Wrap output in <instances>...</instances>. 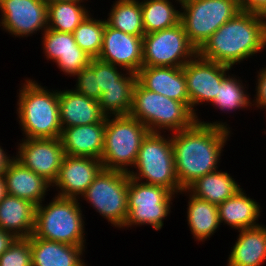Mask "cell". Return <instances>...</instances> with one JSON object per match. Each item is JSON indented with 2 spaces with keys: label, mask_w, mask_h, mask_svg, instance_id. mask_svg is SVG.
I'll use <instances>...</instances> for the list:
<instances>
[{
  "label": "cell",
  "mask_w": 266,
  "mask_h": 266,
  "mask_svg": "<svg viewBox=\"0 0 266 266\" xmlns=\"http://www.w3.org/2000/svg\"><path fill=\"white\" fill-rule=\"evenodd\" d=\"M150 131L130 115L106 117L104 149L101 162L104 169L129 172L135 165L142 141Z\"/></svg>",
  "instance_id": "obj_7"
},
{
  "label": "cell",
  "mask_w": 266,
  "mask_h": 266,
  "mask_svg": "<svg viewBox=\"0 0 266 266\" xmlns=\"http://www.w3.org/2000/svg\"><path fill=\"white\" fill-rule=\"evenodd\" d=\"M103 169L101 160L65 155L52 187L56 196L79 199Z\"/></svg>",
  "instance_id": "obj_16"
},
{
  "label": "cell",
  "mask_w": 266,
  "mask_h": 266,
  "mask_svg": "<svg viewBox=\"0 0 266 266\" xmlns=\"http://www.w3.org/2000/svg\"><path fill=\"white\" fill-rule=\"evenodd\" d=\"M19 141L15 159L53 185L65 157L61 139L22 138Z\"/></svg>",
  "instance_id": "obj_14"
},
{
  "label": "cell",
  "mask_w": 266,
  "mask_h": 266,
  "mask_svg": "<svg viewBox=\"0 0 266 266\" xmlns=\"http://www.w3.org/2000/svg\"><path fill=\"white\" fill-rule=\"evenodd\" d=\"M143 36L126 34L110 27L105 20L103 44L98 58L137 73L143 61Z\"/></svg>",
  "instance_id": "obj_17"
},
{
  "label": "cell",
  "mask_w": 266,
  "mask_h": 266,
  "mask_svg": "<svg viewBox=\"0 0 266 266\" xmlns=\"http://www.w3.org/2000/svg\"><path fill=\"white\" fill-rule=\"evenodd\" d=\"M240 189H242L241 184L222 169L201 176L187 188L195 197L217 206L234 196Z\"/></svg>",
  "instance_id": "obj_27"
},
{
  "label": "cell",
  "mask_w": 266,
  "mask_h": 266,
  "mask_svg": "<svg viewBox=\"0 0 266 266\" xmlns=\"http://www.w3.org/2000/svg\"><path fill=\"white\" fill-rule=\"evenodd\" d=\"M176 196L165 187L141 183L128 175V217L122 229L149 225L160 231Z\"/></svg>",
  "instance_id": "obj_9"
},
{
  "label": "cell",
  "mask_w": 266,
  "mask_h": 266,
  "mask_svg": "<svg viewBox=\"0 0 266 266\" xmlns=\"http://www.w3.org/2000/svg\"><path fill=\"white\" fill-rule=\"evenodd\" d=\"M187 196L186 221L192 238L196 242L210 240L221 227L218 206L206 200L192 195L187 189L182 190L178 195ZM185 194V195H184Z\"/></svg>",
  "instance_id": "obj_25"
},
{
  "label": "cell",
  "mask_w": 266,
  "mask_h": 266,
  "mask_svg": "<svg viewBox=\"0 0 266 266\" xmlns=\"http://www.w3.org/2000/svg\"><path fill=\"white\" fill-rule=\"evenodd\" d=\"M36 205L26 199L6 195L0 202V228L16 238L34 234Z\"/></svg>",
  "instance_id": "obj_26"
},
{
  "label": "cell",
  "mask_w": 266,
  "mask_h": 266,
  "mask_svg": "<svg viewBox=\"0 0 266 266\" xmlns=\"http://www.w3.org/2000/svg\"><path fill=\"white\" fill-rule=\"evenodd\" d=\"M266 50L263 14L240 11L218 28L198 49V55L233 68ZM261 52V53H260Z\"/></svg>",
  "instance_id": "obj_2"
},
{
  "label": "cell",
  "mask_w": 266,
  "mask_h": 266,
  "mask_svg": "<svg viewBox=\"0 0 266 266\" xmlns=\"http://www.w3.org/2000/svg\"><path fill=\"white\" fill-rule=\"evenodd\" d=\"M130 116L150 132L173 133L190 128L197 116L182 102L143 88L138 82L133 91Z\"/></svg>",
  "instance_id": "obj_5"
},
{
  "label": "cell",
  "mask_w": 266,
  "mask_h": 266,
  "mask_svg": "<svg viewBox=\"0 0 266 266\" xmlns=\"http://www.w3.org/2000/svg\"><path fill=\"white\" fill-rule=\"evenodd\" d=\"M178 1L180 2V4H182V3H184V2H186L188 0H178Z\"/></svg>",
  "instance_id": "obj_43"
},
{
  "label": "cell",
  "mask_w": 266,
  "mask_h": 266,
  "mask_svg": "<svg viewBox=\"0 0 266 266\" xmlns=\"http://www.w3.org/2000/svg\"><path fill=\"white\" fill-rule=\"evenodd\" d=\"M30 248L32 266H88L84 260L87 247L49 241L32 234Z\"/></svg>",
  "instance_id": "obj_21"
},
{
  "label": "cell",
  "mask_w": 266,
  "mask_h": 266,
  "mask_svg": "<svg viewBox=\"0 0 266 266\" xmlns=\"http://www.w3.org/2000/svg\"><path fill=\"white\" fill-rule=\"evenodd\" d=\"M142 51V66L152 67H183L198 54L181 22L170 28L144 34Z\"/></svg>",
  "instance_id": "obj_11"
},
{
  "label": "cell",
  "mask_w": 266,
  "mask_h": 266,
  "mask_svg": "<svg viewBox=\"0 0 266 266\" xmlns=\"http://www.w3.org/2000/svg\"><path fill=\"white\" fill-rule=\"evenodd\" d=\"M6 195L7 193L5 186V178L3 174H0V202L4 199Z\"/></svg>",
  "instance_id": "obj_41"
},
{
  "label": "cell",
  "mask_w": 266,
  "mask_h": 266,
  "mask_svg": "<svg viewBox=\"0 0 266 266\" xmlns=\"http://www.w3.org/2000/svg\"><path fill=\"white\" fill-rule=\"evenodd\" d=\"M89 65L95 71L97 89H101V94L111 86H119V80L128 72L124 68L102 61L99 58L91 59Z\"/></svg>",
  "instance_id": "obj_34"
},
{
  "label": "cell",
  "mask_w": 266,
  "mask_h": 266,
  "mask_svg": "<svg viewBox=\"0 0 266 266\" xmlns=\"http://www.w3.org/2000/svg\"><path fill=\"white\" fill-rule=\"evenodd\" d=\"M59 89V114L61 127L106 123L98 100L79 94L74 89Z\"/></svg>",
  "instance_id": "obj_19"
},
{
  "label": "cell",
  "mask_w": 266,
  "mask_h": 266,
  "mask_svg": "<svg viewBox=\"0 0 266 266\" xmlns=\"http://www.w3.org/2000/svg\"><path fill=\"white\" fill-rule=\"evenodd\" d=\"M258 73L255 77L256 81L254 85L255 86V94L253 96V99H251V105L258 109H263L262 111H265L266 109V67L260 68L259 71L257 70Z\"/></svg>",
  "instance_id": "obj_37"
},
{
  "label": "cell",
  "mask_w": 266,
  "mask_h": 266,
  "mask_svg": "<svg viewBox=\"0 0 266 266\" xmlns=\"http://www.w3.org/2000/svg\"><path fill=\"white\" fill-rule=\"evenodd\" d=\"M108 11L106 23L117 30L134 36H144L140 0H115Z\"/></svg>",
  "instance_id": "obj_32"
},
{
  "label": "cell",
  "mask_w": 266,
  "mask_h": 266,
  "mask_svg": "<svg viewBox=\"0 0 266 266\" xmlns=\"http://www.w3.org/2000/svg\"><path fill=\"white\" fill-rule=\"evenodd\" d=\"M234 68L206 60L198 54L183 66L189 109L199 117L197 106H206L217 96L218 86ZM197 111V112H196Z\"/></svg>",
  "instance_id": "obj_13"
},
{
  "label": "cell",
  "mask_w": 266,
  "mask_h": 266,
  "mask_svg": "<svg viewBox=\"0 0 266 266\" xmlns=\"http://www.w3.org/2000/svg\"><path fill=\"white\" fill-rule=\"evenodd\" d=\"M0 266H32L29 238H17L0 256Z\"/></svg>",
  "instance_id": "obj_35"
},
{
  "label": "cell",
  "mask_w": 266,
  "mask_h": 266,
  "mask_svg": "<svg viewBox=\"0 0 266 266\" xmlns=\"http://www.w3.org/2000/svg\"><path fill=\"white\" fill-rule=\"evenodd\" d=\"M136 83V73L128 71L119 80V86H111L102 92L98 100L102 113L106 117L129 115Z\"/></svg>",
  "instance_id": "obj_31"
},
{
  "label": "cell",
  "mask_w": 266,
  "mask_h": 266,
  "mask_svg": "<svg viewBox=\"0 0 266 266\" xmlns=\"http://www.w3.org/2000/svg\"><path fill=\"white\" fill-rule=\"evenodd\" d=\"M105 123L63 128L61 142L67 156L101 159L104 149Z\"/></svg>",
  "instance_id": "obj_22"
},
{
  "label": "cell",
  "mask_w": 266,
  "mask_h": 266,
  "mask_svg": "<svg viewBox=\"0 0 266 266\" xmlns=\"http://www.w3.org/2000/svg\"><path fill=\"white\" fill-rule=\"evenodd\" d=\"M261 204L251 196H247L242 188L234 196L218 205L220 223L235 231L253 228L261 225Z\"/></svg>",
  "instance_id": "obj_24"
},
{
  "label": "cell",
  "mask_w": 266,
  "mask_h": 266,
  "mask_svg": "<svg viewBox=\"0 0 266 266\" xmlns=\"http://www.w3.org/2000/svg\"><path fill=\"white\" fill-rule=\"evenodd\" d=\"M93 15L90 13L73 32L76 44L92 59L101 52L105 30V18Z\"/></svg>",
  "instance_id": "obj_33"
},
{
  "label": "cell",
  "mask_w": 266,
  "mask_h": 266,
  "mask_svg": "<svg viewBox=\"0 0 266 266\" xmlns=\"http://www.w3.org/2000/svg\"><path fill=\"white\" fill-rule=\"evenodd\" d=\"M84 216L79 199L54 195L49 203L44 200L36 206L34 235L49 241L87 247Z\"/></svg>",
  "instance_id": "obj_4"
},
{
  "label": "cell",
  "mask_w": 266,
  "mask_h": 266,
  "mask_svg": "<svg viewBox=\"0 0 266 266\" xmlns=\"http://www.w3.org/2000/svg\"><path fill=\"white\" fill-rule=\"evenodd\" d=\"M241 77L229 72L218 86L217 96L210 103L215 110L233 115L240 110L252 109L251 94L248 93V84ZM235 112V113H234Z\"/></svg>",
  "instance_id": "obj_28"
},
{
  "label": "cell",
  "mask_w": 266,
  "mask_h": 266,
  "mask_svg": "<svg viewBox=\"0 0 266 266\" xmlns=\"http://www.w3.org/2000/svg\"><path fill=\"white\" fill-rule=\"evenodd\" d=\"M17 238L10 232L0 228V256L13 244Z\"/></svg>",
  "instance_id": "obj_39"
},
{
  "label": "cell",
  "mask_w": 266,
  "mask_h": 266,
  "mask_svg": "<svg viewBox=\"0 0 266 266\" xmlns=\"http://www.w3.org/2000/svg\"><path fill=\"white\" fill-rule=\"evenodd\" d=\"M240 11V1L188 0L181 4L180 22L189 41L198 50L220 26Z\"/></svg>",
  "instance_id": "obj_10"
},
{
  "label": "cell",
  "mask_w": 266,
  "mask_h": 266,
  "mask_svg": "<svg viewBox=\"0 0 266 266\" xmlns=\"http://www.w3.org/2000/svg\"><path fill=\"white\" fill-rule=\"evenodd\" d=\"M15 153L8 154L6 149H3V146L0 144V174H4L6 167L10 164V162L15 158Z\"/></svg>",
  "instance_id": "obj_40"
},
{
  "label": "cell",
  "mask_w": 266,
  "mask_h": 266,
  "mask_svg": "<svg viewBox=\"0 0 266 266\" xmlns=\"http://www.w3.org/2000/svg\"><path fill=\"white\" fill-rule=\"evenodd\" d=\"M86 1L88 2V0H71L48 3V29L73 33L91 13V7L86 6L88 5Z\"/></svg>",
  "instance_id": "obj_30"
},
{
  "label": "cell",
  "mask_w": 266,
  "mask_h": 266,
  "mask_svg": "<svg viewBox=\"0 0 266 266\" xmlns=\"http://www.w3.org/2000/svg\"><path fill=\"white\" fill-rule=\"evenodd\" d=\"M73 78H75L76 84L72 89L86 97L100 99L101 89H97V76L90 65L80 70Z\"/></svg>",
  "instance_id": "obj_36"
},
{
  "label": "cell",
  "mask_w": 266,
  "mask_h": 266,
  "mask_svg": "<svg viewBox=\"0 0 266 266\" xmlns=\"http://www.w3.org/2000/svg\"><path fill=\"white\" fill-rule=\"evenodd\" d=\"M128 175L136 181L162 186L178 195L183 189L177 180L171 133L149 132Z\"/></svg>",
  "instance_id": "obj_6"
},
{
  "label": "cell",
  "mask_w": 266,
  "mask_h": 266,
  "mask_svg": "<svg viewBox=\"0 0 266 266\" xmlns=\"http://www.w3.org/2000/svg\"><path fill=\"white\" fill-rule=\"evenodd\" d=\"M200 118L190 128L171 133L177 180L183 190L219 169L223 149L233 134L227 121Z\"/></svg>",
  "instance_id": "obj_1"
},
{
  "label": "cell",
  "mask_w": 266,
  "mask_h": 266,
  "mask_svg": "<svg viewBox=\"0 0 266 266\" xmlns=\"http://www.w3.org/2000/svg\"><path fill=\"white\" fill-rule=\"evenodd\" d=\"M40 38L45 59L55 63L68 77H74L92 59L76 44L73 33L47 28Z\"/></svg>",
  "instance_id": "obj_15"
},
{
  "label": "cell",
  "mask_w": 266,
  "mask_h": 266,
  "mask_svg": "<svg viewBox=\"0 0 266 266\" xmlns=\"http://www.w3.org/2000/svg\"><path fill=\"white\" fill-rule=\"evenodd\" d=\"M47 3H53L58 1H71V0H45ZM90 1V0H89Z\"/></svg>",
  "instance_id": "obj_42"
},
{
  "label": "cell",
  "mask_w": 266,
  "mask_h": 266,
  "mask_svg": "<svg viewBox=\"0 0 266 266\" xmlns=\"http://www.w3.org/2000/svg\"><path fill=\"white\" fill-rule=\"evenodd\" d=\"M80 199L112 227L122 229L128 217V173L103 168Z\"/></svg>",
  "instance_id": "obj_8"
},
{
  "label": "cell",
  "mask_w": 266,
  "mask_h": 266,
  "mask_svg": "<svg viewBox=\"0 0 266 266\" xmlns=\"http://www.w3.org/2000/svg\"><path fill=\"white\" fill-rule=\"evenodd\" d=\"M240 8L245 12L264 14L266 12V0H240Z\"/></svg>",
  "instance_id": "obj_38"
},
{
  "label": "cell",
  "mask_w": 266,
  "mask_h": 266,
  "mask_svg": "<svg viewBox=\"0 0 266 266\" xmlns=\"http://www.w3.org/2000/svg\"><path fill=\"white\" fill-rule=\"evenodd\" d=\"M140 2L145 34L173 27L180 22L178 7H181V4L178 0H140Z\"/></svg>",
  "instance_id": "obj_29"
},
{
  "label": "cell",
  "mask_w": 266,
  "mask_h": 266,
  "mask_svg": "<svg viewBox=\"0 0 266 266\" xmlns=\"http://www.w3.org/2000/svg\"><path fill=\"white\" fill-rule=\"evenodd\" d=\"M237 232L226 266H262L266 261V225Z\"/></svg>",
  "instance_id": "obj_23"
},
{
  "label": "cell",
  "mask_w": 266,
  "mask_h": 266,
  "mask_svg": "<svg viewBox=\"0 0 266 266\" xmlns=\"http://www.w3.org/2000/svg\"><path fill=\"white\" fill-rule=\"evenodd\" d=\"M45 0H0V27L14 38L43 34L48 28Z\"/></svg>",
  "instance_id": "obj_12"
},
{
  "label": "cell",
  "mask_w": 266,
  "mask_h": 266,
  "mask_svg": "<svg viewBox=\"0 0 266 266\" xmlns=\"http://www.w3.org/2000/svg\"><path fill=\"white\" fill-rule=\"evenodd\" d=\"M17 90V122L23 138H60L59 89H48L37 80L23 79Z\"/></svg>",
  "instance_id": "obj_3"
},
{
  "label": "cell",
  "mask_w": 266,
  "mask_h": 266,
  "mask_svg": "<svg viewBox=\"0 0 266 266\" xmlns=\"http://www.w3.org/2000/svg\"><path fill=\"white\" fill-rule=\"evenodd\" d=\"M3 175L8 195L26 199L36 206L45 200L52 187L43 177L23 166L15 158L6 167Z\"/></svg>",
  "instance_id": "obj_20"
},
{
  "label": "cell",
  "mask_w": 266,
  "mask_h": 266,
  "mask_svg": "<svg viewBox=\"0 0 266 266\" xmlns=\"http://www.w3.org/2000/svg\"><path fill=\"white\" fill-rule=\"evenodd\" d=\"M136 75L143 88L182 102L189 108L183 67L142 66Z\"/></svg>",
  "instance_id": "obj_18"
}]
</instances>
